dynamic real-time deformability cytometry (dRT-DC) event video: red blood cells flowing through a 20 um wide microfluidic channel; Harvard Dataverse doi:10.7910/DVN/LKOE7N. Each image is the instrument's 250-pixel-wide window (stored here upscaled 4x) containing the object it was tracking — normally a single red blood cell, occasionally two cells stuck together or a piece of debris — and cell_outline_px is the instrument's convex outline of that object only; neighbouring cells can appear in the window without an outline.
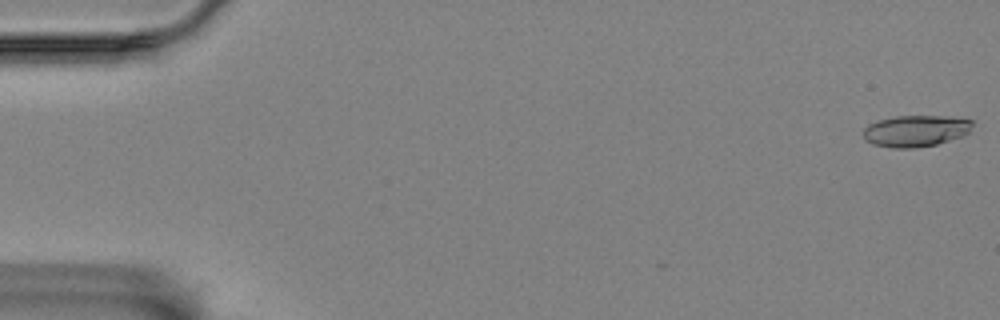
{"species": "Egyptian fruit bat (a non-hibernating species)", "species_latin": "Rousettus aegyptiacus", "temperature_condition": "room temperature", "stored_images_in_passage": 9, "camera_frame_rate_fps": 3000, "um_per_image_px": 0.085, "animal": {"sex": "female"}, "frame": {"image": 1, "passage_image": 1, "time_ms": 0.0, "image_size_px": [1000, 320], "cell_outline_px": [[972, 124], [968, 132], [960, 136], [936, 144], [916, 148], [892, 148], [872, 144], [864, 140], [864, 128], [868, 124], [880, 120], [896, 116], [944, 116], [972, 120]], "centroid_in_image_um": [77.78, 11.13], "position_along_channel_um": 7.2, "area_um2": 19.83}}